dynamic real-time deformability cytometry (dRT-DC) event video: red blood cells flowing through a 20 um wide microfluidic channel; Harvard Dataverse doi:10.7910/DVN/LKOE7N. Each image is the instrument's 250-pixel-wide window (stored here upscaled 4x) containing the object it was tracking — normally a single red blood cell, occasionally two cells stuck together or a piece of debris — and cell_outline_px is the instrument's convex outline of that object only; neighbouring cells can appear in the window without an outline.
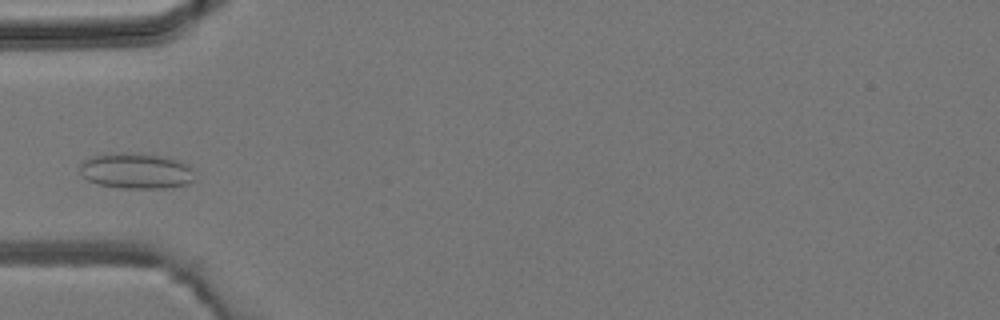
{"species": "common noctule bat (a hibernating species)", "species_latin": "Nyctalus noctula", "temperature_condition": "room temperature", "stored_images_in_passage": 4, "camera_frame_rate_fps": 3000, "um_per_image_px": 0.085, "animal": {"sex": "male", "body_mass_g": 19.2, "forearm_length_mm": 51.8}, "frame": {"image": 1, "passage_image": 4, "time_ms": 3.333, "image_size_px": [1000, 320], "cell_outline_px": [[192, 180], [188, 184], [164, 188], [120, 188], [96, 184], [88, 180], [80, 172], [80, 164], [84, 160], [92, 156], [116, 152], [132, 152], [160, 156], [180, 160], [188, 164], [192, 168]], "centroid_in_image_um": [11.55, 14.52], "position_along_channel_um": 73.5, "area_um2": 23.99}}